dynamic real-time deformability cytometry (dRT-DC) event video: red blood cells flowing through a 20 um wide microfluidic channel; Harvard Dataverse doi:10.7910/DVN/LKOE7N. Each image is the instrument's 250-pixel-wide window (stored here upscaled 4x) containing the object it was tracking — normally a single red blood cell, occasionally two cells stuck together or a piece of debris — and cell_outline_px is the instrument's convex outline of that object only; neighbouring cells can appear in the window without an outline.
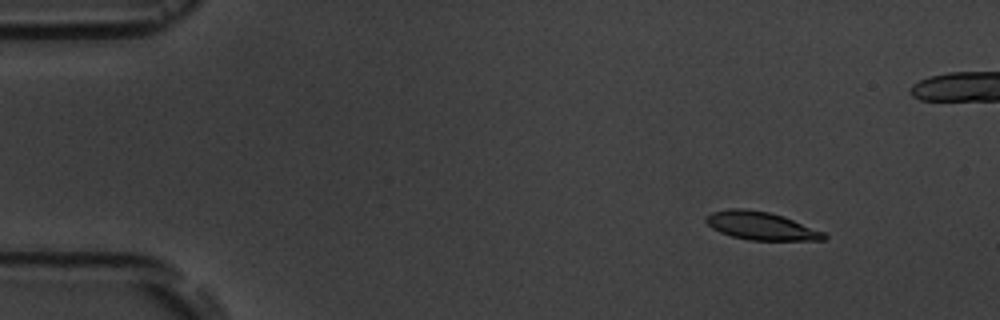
{"species": "common noctule bat (a hibernating species)", "species_latin": "Nyctalus noctula", "temperature_condition": "room temperature", "stored_images_in_passage": 4, "camera_frame_rate_fps": 3000, "um_per_image_px": 0.085, "animal": {"sex": "male", "body_mass_g": 19.5, "forearm_length_mm": 54.6}, "frame": {"image": 1, "passage_image": 1, "time_ms": 0.0, "image_size_px": [1000, 320], "cell_outline_px": [[828, 236], [824, 240], [748, 240], [732, 236], [720, 232], [712, 228], [704, 220], [704, 216], [712, 212], [728, 208], [744, 208], [768, 212], [784, 216], [824, 232]], "centroid_in_image_um": [64.66, 19.19], "position_along_channel_um": 20.3, "area_um2": 19.36}}